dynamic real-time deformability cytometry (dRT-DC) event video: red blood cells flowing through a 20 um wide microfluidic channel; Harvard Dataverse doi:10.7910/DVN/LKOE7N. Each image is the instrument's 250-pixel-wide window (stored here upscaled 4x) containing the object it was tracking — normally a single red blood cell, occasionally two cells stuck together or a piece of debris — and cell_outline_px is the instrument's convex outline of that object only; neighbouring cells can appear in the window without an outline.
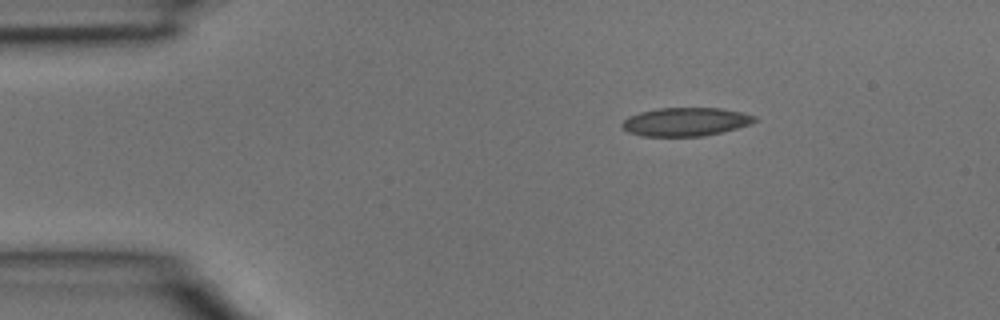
{"species": "common noctule bat (a hibernating species)", "species_latin": "Nyctalus noctula", "temperature_condition": "room temperature", "stored_images_in_passage": 3, "camera_frame_rate_fps": 3000, "um_per_image_px": 0.085, "animal": {"sex": "male", "body_mass_g": 15.6}, "frame": {"image": 1, "passage_image": 3, "time_ms": 0.667, "image_size_px": [1000, 320], "cell_outline_px": [[756, 120], [748, 124], [736, 128], [704, 136], [644, 136], [628, 132], [620, 128], [620, 124], [628, 116], [640, 112], [660, 108], [720, 108], [740, 112], [756, 116]], "centroid_in_image_um": [58.21, 10.35], "position_along_channel_um": 26.8, "area_um2": 21.85}}